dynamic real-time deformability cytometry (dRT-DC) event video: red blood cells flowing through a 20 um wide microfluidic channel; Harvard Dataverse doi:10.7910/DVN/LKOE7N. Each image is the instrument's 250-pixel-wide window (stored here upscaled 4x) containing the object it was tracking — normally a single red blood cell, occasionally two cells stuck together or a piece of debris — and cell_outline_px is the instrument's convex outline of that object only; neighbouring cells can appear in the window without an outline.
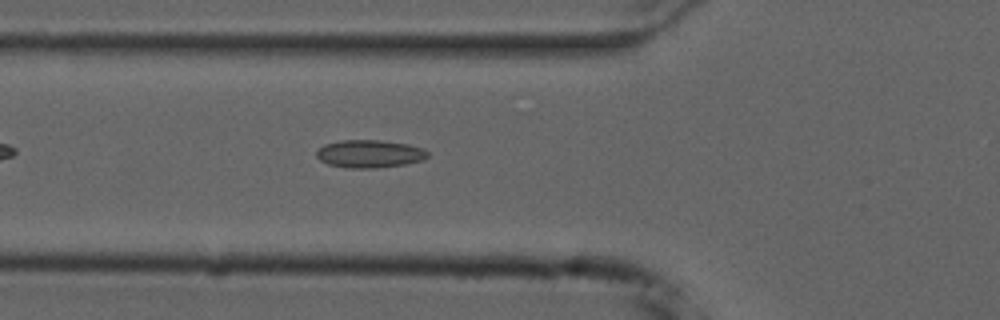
{"species": "common noctule bat (a hibernating species)", "species_latin": "Nyctalus noctula", "temperature_condition": "cold", "stored_images_in_passage": 42, "camera_frame_rate_fps": 3000, "um_per_image_px": 0.085, "animal": {"sex": "male", "forearm_length_mm": 52.5}, "frame": {"image": 1, "passage_image": 8, "time_ms": 2.333, "image_size_px": [1000, 320], "cell_outline_px": [[428, 156], [424, 160], [404, 164], [376, 168], [348, 168], [328, 164], [320, 160], [316, 156], [316, 152], [324, 144], [340, 140], [380, 140], [408, 144], [424, 148], [428, 152]], "centroid_in_image_um": [31.42, 13.07], "position_along_channel_um": 94.4, "area_um2": 18.09}}
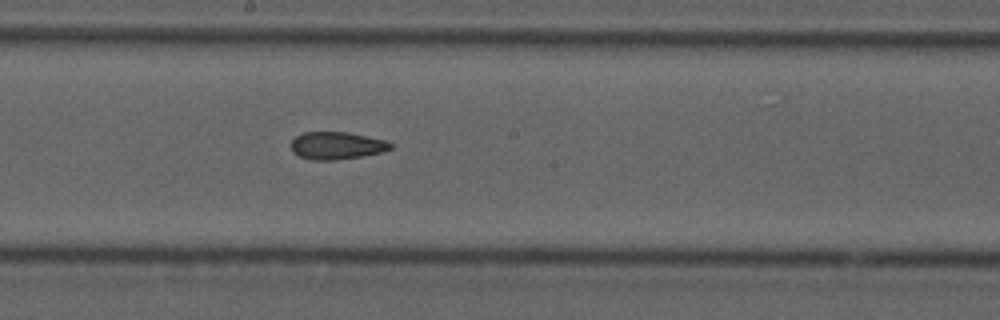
{"frame": {"image": 2, "passage_image": 18, "time_ms": 5.667, "image_size_px": [1000, 320], "cell_outline_px": [[392, 148], [384, 152], [336, 160], [312, 160], [300, 156], [292, 152], [292, 140], [296, 136], [304, 132], [348, 132], [388, 140], [392, 144]], "centroid_in_image_um": [28.65, 12.37], "position_along_channel_um": 219.5, "area_um2": 16.01}}
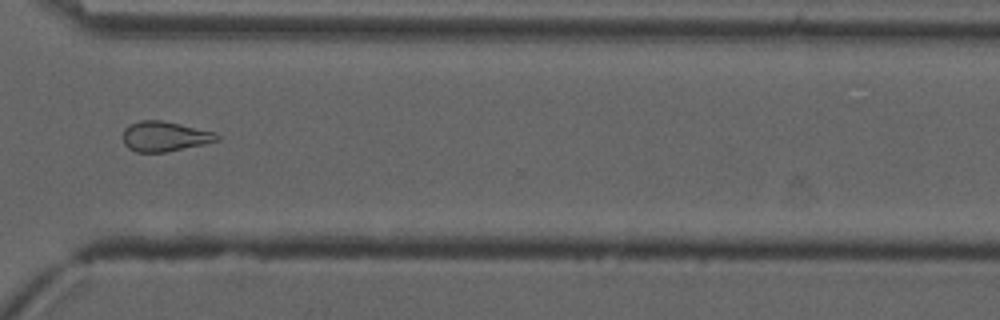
{"frame": {"image": 3, "passage_image": 29, "time_ms": 9.333, "image_size_px": [1000, 320], "cell_outline_px": [[220, 140], [204, 144], [164, 152], [136, 152], [128, 148], [124, 144], [124, 128], [128, 124], [140, 120], [160, 120], [180, 124], [216, 132], [220, 136]], "centroid_in_image_um": [14.0, 11.59], "position_along_channel_um": 356.6, "area_um2": 16.47}}